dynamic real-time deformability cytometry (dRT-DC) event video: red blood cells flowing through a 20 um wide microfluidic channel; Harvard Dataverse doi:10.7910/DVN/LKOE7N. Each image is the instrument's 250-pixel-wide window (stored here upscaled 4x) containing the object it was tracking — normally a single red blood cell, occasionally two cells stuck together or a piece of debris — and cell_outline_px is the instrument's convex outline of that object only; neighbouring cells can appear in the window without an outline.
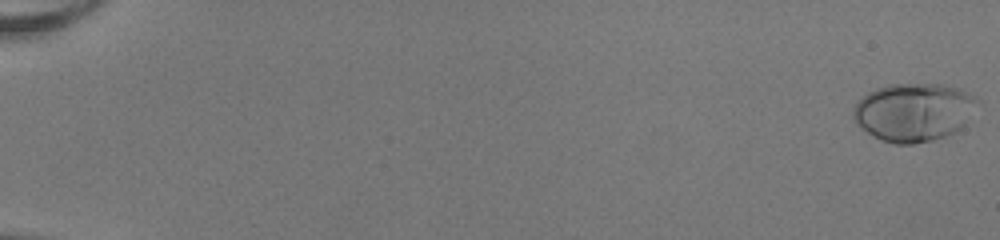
{"species": "human", "species_latin": "Homo sapiens", "temperature_condition": "room temperature", "stored_images_in_passage": 53, "camera_frame_rate_fps": 3000, "um_per_image_px": 0.085, "donor": {"sex": "female"}, "frame": {"image": 1, "passage_image": 1, "time_ms": 0.0, "image_size_px": [1000, 240], "cell_outline_px": [[980, 100], [960, 128], [944, 136], [932, 140], [912, 144], [896, 144], [880, 140], [872, 136], [860, 128], [856, 124], [852, 116], [852, 108], [868, 92], [876, 88], [888, 84], [940, 84], [956, 88], [976, 96]], "centroid_in_image_um": [77.61, 9.53], "position_along_channel_um": 7.4, "area_um2": 41.96}}
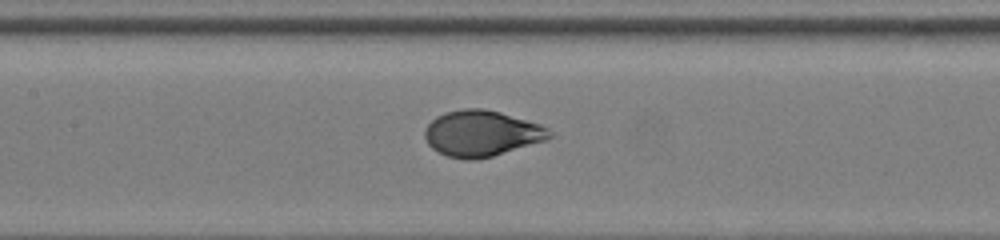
{"frame": {"image": 2, "passage_image": 28, "time_ms": 9.0, "image_size_px": [1000, 240], "cell_outline_px": [[552, 136], [544, 140], [492, 156], [472, 160], [464, 160], [448, 156], [432, 148], [428, 144], [424, 136], [424, 128], [436, 116], [444, 112], [464, 108], [484, 108], [500, 112], [540, 124], [548, 128], [552, 132]], "centroid_in_image_um": [40.9, 11.32], "position_along_channel_um": 166.5, "area_um2": 33.23}}
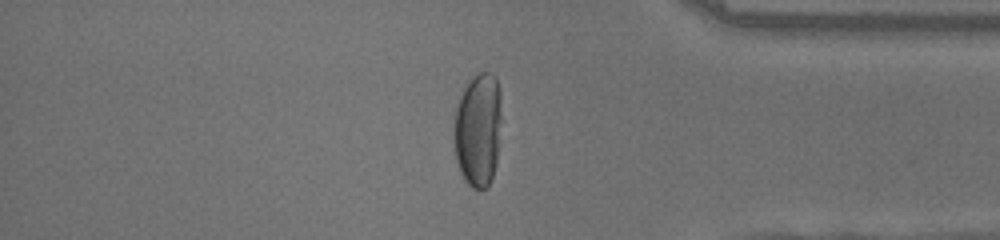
{"frame": {"image": 3, "passage_image": 46, "time_ms": 15.0, "image_size_px": [1000, 240], "cell_outline_px": [[500, 120], [496, 164], [488, 188], [472, 188], [464, 180], [460, 172], [456, 160], [452, 140], [452, 132], [456, 108], [460, 96], [464, 88], [472, 76], [480, 72], [492, 72], [496, 76], [500, 92]], "centroid_in_image_um": [40.6, 11.02], "position_along_channel_um": 394.6, "area_um2": 31.96}, "authors_computed_cell_mechanics": {"area_um2": 34.5066, "velocity_mm_per_s": 4.0237, "shape_relaxation_time_tau1_ms": 3.3467, "shape_relaxation_time_tau2_ms": null, "deformation_change_tau1": 0.2022, "deformation_change_tau2": null}}